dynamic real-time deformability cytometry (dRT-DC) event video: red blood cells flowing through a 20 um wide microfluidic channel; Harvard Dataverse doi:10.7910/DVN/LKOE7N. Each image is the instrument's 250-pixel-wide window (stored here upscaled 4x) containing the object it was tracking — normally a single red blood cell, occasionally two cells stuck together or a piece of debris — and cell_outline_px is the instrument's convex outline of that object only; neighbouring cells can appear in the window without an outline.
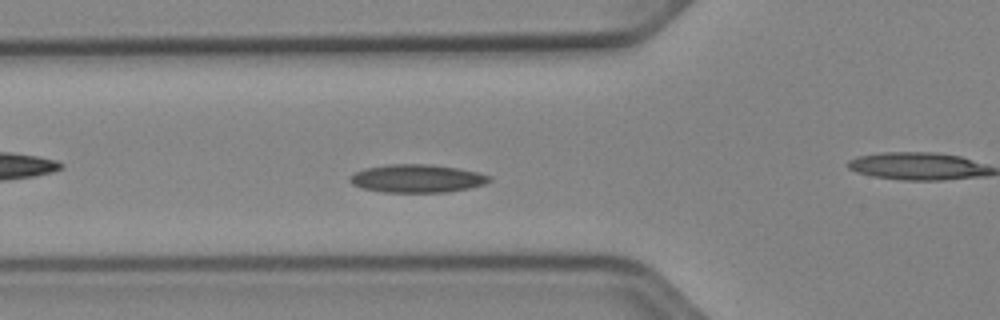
{"species": "Egyptian fruit bat (a non-hibernating species)", "species_latin": "Rousettus aegyptiacus", "temperature_condition": "cold", "stored_images_in_passage": 46, "camera_frame_rate_fps": 3000, "um_per_image_px": 0.085, "animal": {"sex": "female"}, "frame": {"image": 1, "passage_image": 11, "time_ms": 3.333, "image_size_px": [1000, 320], "cell_outline_px": [[492, 180], [484, 184], [468, 188], [444, 192], [384, 192], [360, 188], [352, 184], [348, 180], [348, 176], [364, 168], [388, 164], [428, 164], [456, 168], [476, 172], [492, 176]], "centroid_in_image_um": [35.4, 15.17], "position_along_channel_um": 90.4, "area_um2": 22.83}}
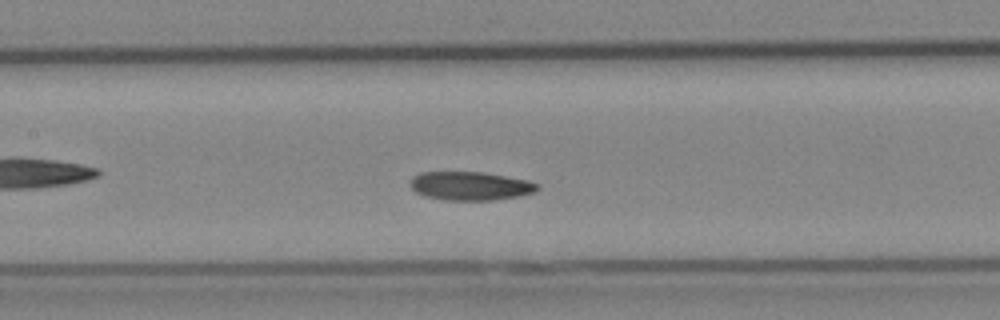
{"frame": {"image": 2, "passage_image": 17, "time_ms": 5.333, "image_size_px": [1000, 320], "cell_outline_px": [[540, 188], [536, 192], [520, 196], [492, 200], [448, 200], [424, 196], [416, 192], [412, 188], [412, 176], [420, 172], [484, 172], [528, 180], [540, 184]], "centroid_in_image_um": [40.03, 15.8], "position_along_channel_um": 167.4, "area_um2": 21.27}}
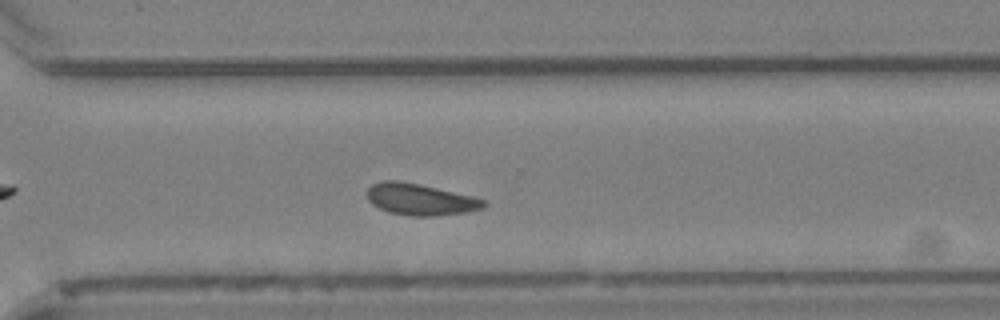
{"frame": {"image": 3, "passage_image": 30, "time_ms": 9.667, "image_size_px": [1000, 320], "cell_outline_px": [[488, 204], [484, 208], [468, 212], [436, 216], [412, 216], [388, 212], [372, 204], [368, 200], [368, 188], [372, 184], [380, 180], [396, 180], [420, 184], [472, 196], [484, 200]], "centroid_in_image_um": [35.73, 16.95], "position_along_channel_um": 334.9, "area_um2": 21.5}, "authors_computed_cell_mechanics": {"area_um2": 21.1837, "velocity_mm_per_s": 3.8567, "shape_relaxation_time_tau1_ms": null, "shape_relaxation_time_tau2_ms": 8.7, "deformation_change_tau1": null, "deformation_change_tau2": 0.1312}}